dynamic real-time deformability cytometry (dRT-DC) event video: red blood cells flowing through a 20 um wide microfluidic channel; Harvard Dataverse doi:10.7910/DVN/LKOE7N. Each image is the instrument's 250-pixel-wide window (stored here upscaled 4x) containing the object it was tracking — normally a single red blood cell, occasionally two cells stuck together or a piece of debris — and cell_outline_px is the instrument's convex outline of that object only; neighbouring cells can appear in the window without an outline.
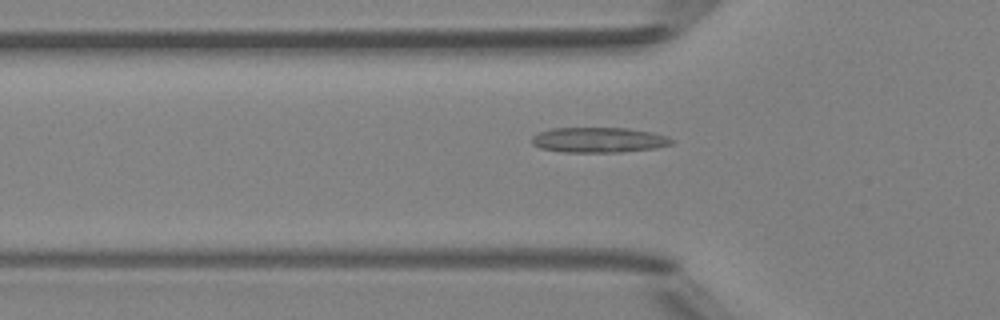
{"species": "Egyptian fruit bat (a non-hibernating species)", "species_latin": "Rousettus aegyptiacus", "temperature_condition": "room temperature", "stored_images_in_passage": 45, "camera_frame_rate_fps": 3000, "um_per_image_px": 0.085, "animal": {"sex": "female"}, "frame": {"image": 1, "passage_image": 16, "time_ms": 5.0, "image_size_px": [1000, 320], "cell_outline_px": [[676, 140], [672, 144], [656, 148], [620, 152], [564, 152], [540, 148], [532, 144], [532, 136], [540, 132], [552, 128], [628, 128], [652, 132], [668, 136]], "centroid_in_image_um": [50.93, 11.89], "position_along_channel_um": 74.9, "area_um2": 20.63}}
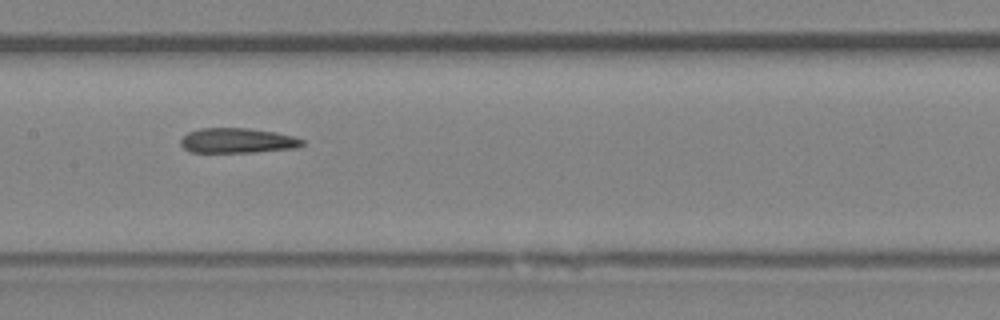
{"frame": {"image": 2, "passage_image": 24, "time_ms": 7.667, "image_size_px": [1000, 320], "cell_outline_px": [[304, 144], [296, 148], [252, 152], [188, 152], [180, 144], [180, 140], [188, 132], [200, 128], [248, 128], [276, 132], [292, 136], [304, 140]], "centroid_in_image_um": [20.16, 11.95], "position_along_channel_um": 187.2, "area_um2": 17.69}}
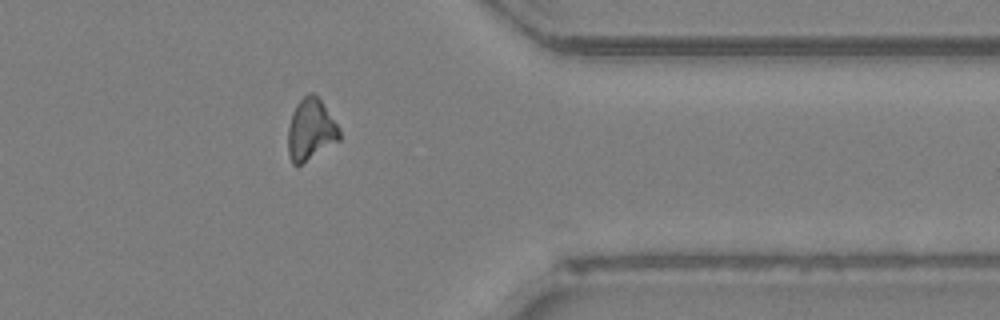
{"frame": {"image": 3, "passage_image": 39, "time_ms": 12.667, "image_size_px": [1000, 320], "cell_outline_px": [[340, 140], [300, 164], [292, 164], [288, 156], [288, 128], [292, 112], [296, 104], [308, 92], [312, 92], [320, 100], [340, 128]], "centroid_in_image_um": [26.4, 11.01], "position_along_channel_um": 385.0, "area_um2": 18.26}, "authors_computed_cell_mechanics": {"area_um2": 18.6694, "velocity_mm_per_s": 4.2297, "shape_relaxation_time_tau1_ms": null, "shape_relaxation_time_tau2_ms": 7.6304, "deformation_change_tau1": null, "deformation_change_tau2": 0.2098}}